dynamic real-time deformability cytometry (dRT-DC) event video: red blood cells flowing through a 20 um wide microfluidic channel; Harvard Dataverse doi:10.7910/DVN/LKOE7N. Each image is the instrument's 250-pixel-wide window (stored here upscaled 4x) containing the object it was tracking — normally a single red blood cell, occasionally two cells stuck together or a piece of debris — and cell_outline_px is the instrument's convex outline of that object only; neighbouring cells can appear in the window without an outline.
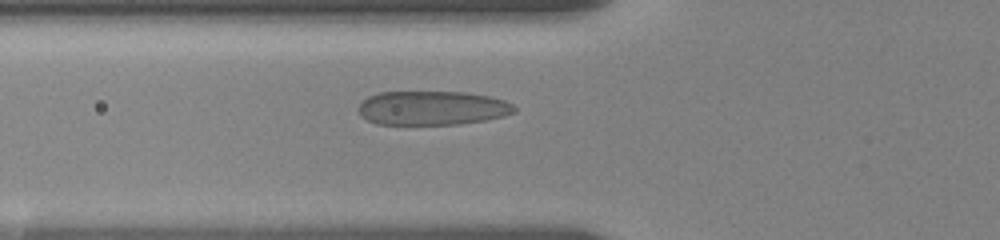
{"species": "human", "species_latin": "Homo sapiens", "temperature_condition": "room temperature", "stored_images_in_passage": 39, "camera_frame_rate_fps": 3000, "um_per_image_px": 0.085, "donor": {"sex": "female"}, "frame": {"image": 1, "passage_image": 14, "time_ms": 6.333, "image_size_px": [1000, 240], "cell_outline_px": [[516, 112], [504, 116], [484, 120], [456, 124], [376, 124], [368, 120], [356, 108], [368, 96], [380, 92], [468, 92], [488, 96], [504, 100], [512, 104], [516, 108]], "centroid_in_image_um": [36.75, 9.17], "position_along_channel_um": 89.0, "area_um2": 30.87}}
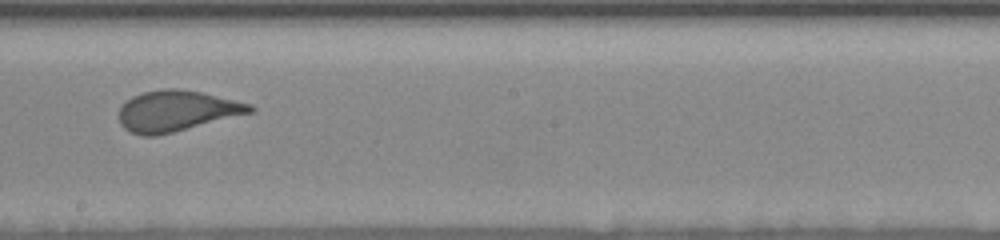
{"frame": {"image": 2, "passage_image": 23, "time_ms": 10.333, "image_size_px": [1000, 240], "cell_outline_px": [[256, 108], [252, 112], [156, 136], [144, 136], [132, 132], [124, 128], [120, 124], [120, 108], [132, 96], [144, 92], [164, 88], [176, 88], [200, 92], [252, 104]], "centroid_in_image_um": [15.0, 9.42], "position_along_channel_um": 233.2, "area_um2": 30.63}}
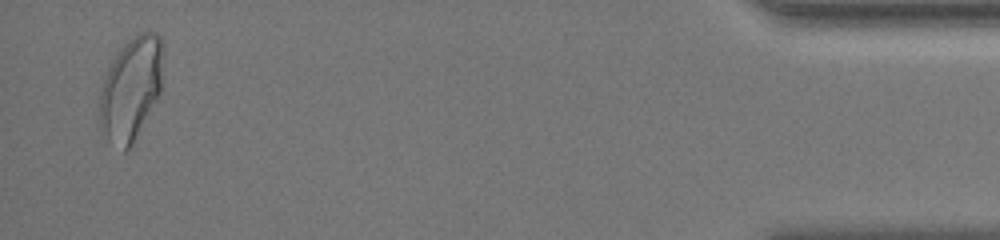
{"frame": {"image": 3, "passage_image": 38, "time_ms": 17.667, "image_size_px": [1000, 240], "cell_outline_px": [[164, 48], [160, 96], [132, 144], [124, 152], [108, 140], [100, 132], [100, 92], [108, 68], [112, 60], [120, 48], [128, 40], [140, 32], [156, 32], [160, 36], [164, 44]], "centroid_in_image_um": [11.16, 7.52], "position_along_channel_um": 424.0, "area_um2": 38.55}, "authors_computed_cell_mechanics": {"area_um2": 31.7322, "velocity_mm_per_s": 3.5859, "shape_relaxation_time_tau1_ms": 3.3815, "shape_relaxation_time_tau2_ms": null, "deformation_change_tau1": 0.1428, "deformation_change_tau2": null}}